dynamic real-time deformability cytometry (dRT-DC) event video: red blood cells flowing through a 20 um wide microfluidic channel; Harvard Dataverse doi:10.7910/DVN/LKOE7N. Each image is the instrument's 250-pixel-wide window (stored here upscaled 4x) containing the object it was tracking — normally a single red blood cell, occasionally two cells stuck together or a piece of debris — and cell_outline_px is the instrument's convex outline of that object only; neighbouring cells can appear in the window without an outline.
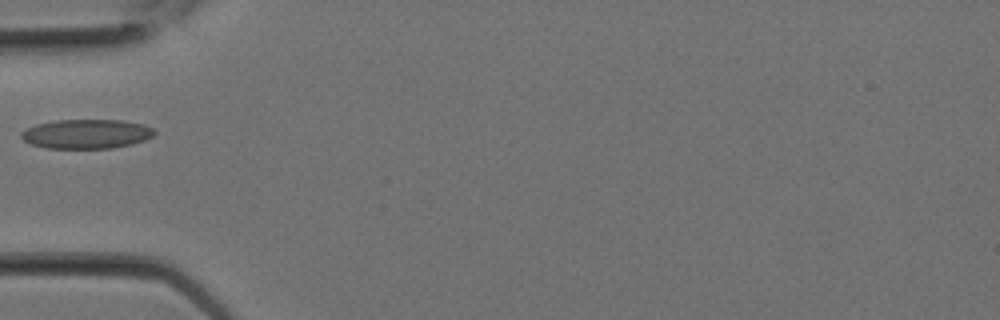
{"species": "Egyptian fruit bat (a non-hibernating species)", "species_latin": "Rousettus aegyptiacus", "temperature_condition": "room temperature", "stored_images_in_passage": 2, "camera_frame_rate_fps": 3000, "um_per_image_px": 0.085, "animal": {"sex": "female"}, "frame": {"image": 1, "passage_image": 2, "time_ms": 0.333, "image_size_px": [1000, 320], "cell_outline_px": [[156, 132], [152, 136], [144, 140], [132, 144], [112, 148], [48, 148], [32, 144], [24, 140], [20, 136], [20, 132], [36, 124], [56, 120], [124, 120], [144, 124], [152, 128]], "centroid_in_image_um": [7.36, 11.38], "position_along_channel_um": 77.6, "area_um2": 22.72}}